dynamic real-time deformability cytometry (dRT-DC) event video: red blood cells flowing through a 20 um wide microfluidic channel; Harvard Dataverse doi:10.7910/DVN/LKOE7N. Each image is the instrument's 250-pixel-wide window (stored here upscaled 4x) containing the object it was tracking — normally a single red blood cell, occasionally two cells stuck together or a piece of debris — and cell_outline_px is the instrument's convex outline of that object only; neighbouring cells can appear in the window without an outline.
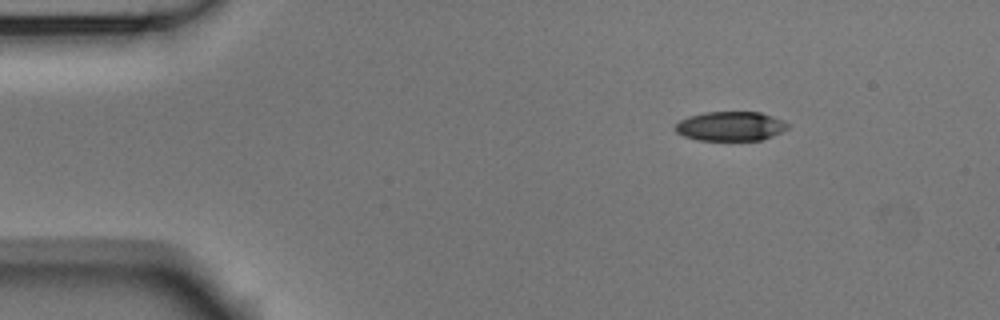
{"species": "Egyptian fruit bat (a non-hibernating species)", "species_latin": "Rousettus aegyptiacus", "temperature_condition": "room temperature", "stored_images_in_passage": 48, "camera_frame_rate_fps": 3000, "um_per_image_px": 0.085, "animal": {"sex": "male"}, "frame": {"image": 1, "passage_image": 1, "time_ms": 0.0, "image_size_px": [1000, 320], "cell_outline_px": [[788, 128], [772, 136], [760, 140], [696, 140], [684, 136], [676, 132], [676, 124], [680, 120], [688, 116], [704, 112], [760, 112], [772, 116], [788, 124]], "centroid_in_image_um": [62.06, 10.72], "position_along_channel_um": 22.9, "area_um2": 19.07}}
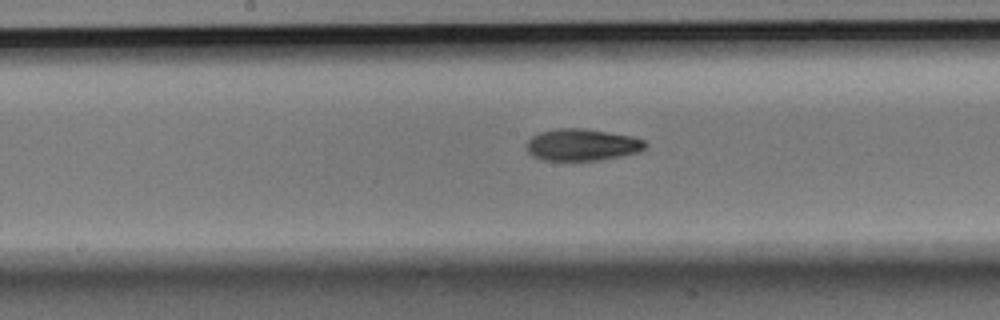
{"frame": {"image": 2, "passage_image": 21, "time_ms": 6.667, "image_size_px": [1000, 320], "cell_outline_px": [[648, 144], [640, 152], [600, 160], [544, 160], [532, 156], [528, 152], [528, 140], [532, 136], [540, 132], [556, 128], [584, 128], [632, 136], [644, 140]], "centroid_in_image_um": [49.49, 12.3], "position_along_channel_um": 198.7, "area_um2": 22.02}}
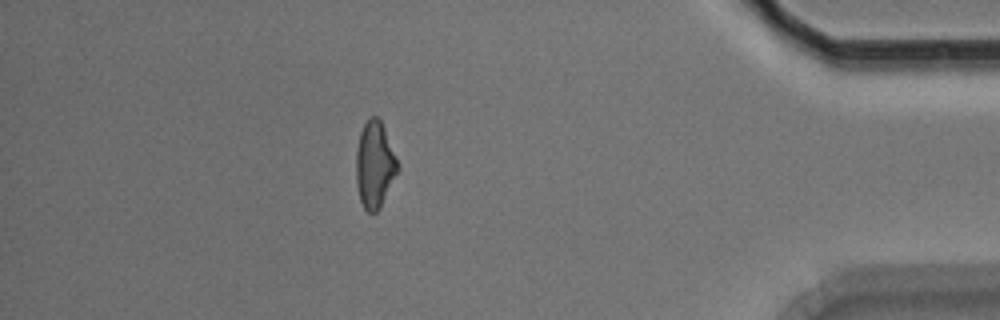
{"frame": {"image": 3, "passage_image": 41, "time_ms": 13.333, "image_size_px": [1000, 320], "cell_outline_px": [[396, 172], [380, 208], [376, 212], [368, 212], [364, 208], [360, 200], [356, 184], [356, 152], [360, 132], [368, 116], [376, 116], [380, 120], [384, 128], [396, 156]], "centroid_in_image_um": [31.8, 13.98], "position_along_channel_um": 403.4, "area_um2": 20.52}, "authors_computed_cell_mechanics": {"area_um2": 21.2415, "velocity_mm_per_s": 3.7227, "shape_relaxation_time_tau1_ms": 4.7617, "shape_relaxation_time_tau2_ms": 5.2799, "deformation_change_tau1": 0.1544, "deformation_change_tau2": 0.1376}}